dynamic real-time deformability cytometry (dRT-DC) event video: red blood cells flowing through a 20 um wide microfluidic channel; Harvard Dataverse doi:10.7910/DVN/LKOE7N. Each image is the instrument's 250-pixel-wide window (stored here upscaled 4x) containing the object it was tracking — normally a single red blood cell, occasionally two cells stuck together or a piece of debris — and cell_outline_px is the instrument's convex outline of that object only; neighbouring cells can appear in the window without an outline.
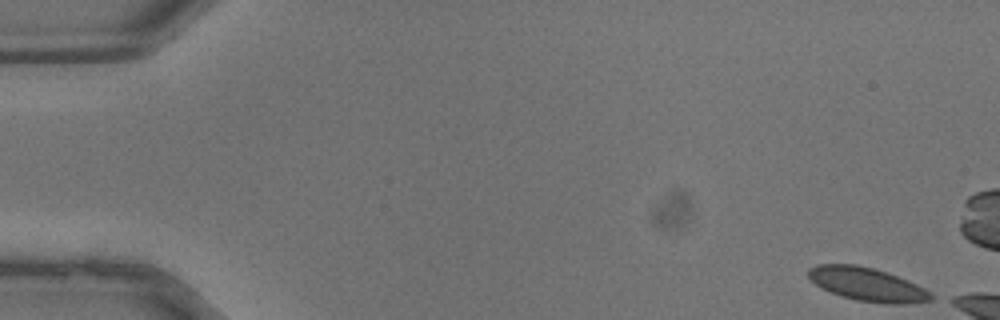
{"species": "common noctule bat (a hibernating species)", "species_latin": "Nyctalus noctula", "temperature_condition": "warm", "stored_images_in_passage": 6, "camera_frame_rate_fps": 3000, "um_per_image_px": 0.085, "animal": {"sex": "male", "body_mass_g": 13.3}, "frame": {"image": 1, "passage_image": 1, "time_ms": 0.0, "image_size_px": [1000, 320], "cell_outline_px": [[936, 296], [932, 300], [904, 304], [888, 304], [856, 300], [840, 296], [820, 288], [808, 276], [808, 268], [816, 264], [856, 264], [872, 268], [896, 276], [916, 284], [924, 288]], "centroid_in_image_um": [73.69, 24.18], "position_along_channel_um": 11.3, "area_um2": 23.87}}